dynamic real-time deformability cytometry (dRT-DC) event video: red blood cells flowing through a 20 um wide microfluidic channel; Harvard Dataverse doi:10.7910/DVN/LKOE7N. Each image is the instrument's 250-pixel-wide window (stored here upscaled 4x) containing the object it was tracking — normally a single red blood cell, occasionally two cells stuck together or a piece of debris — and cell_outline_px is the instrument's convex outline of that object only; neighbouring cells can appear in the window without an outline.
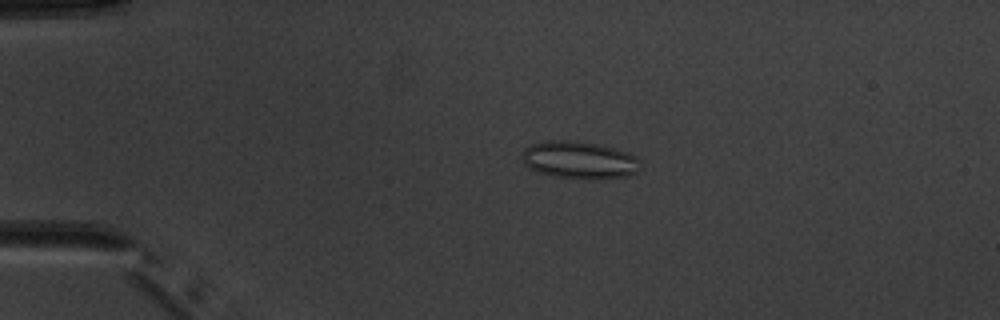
{"species": "common noctule bat (a hibernating species)", "species_latin": "Nyctalus noctula", "temperature_condition": "warm", "stored_images_in_passage": 4, "camera_frame_rate_fps": 3000, "um_per_image_px": 0.085, "animal": {"sex": "male", "body_mass_g": 20.1, "forearm_length_mm": 53.5}, "frame": {"image": 1, "passage_image": 3, "time_ms": 2.333, "image_size_px": [1000, 320], "cell_outline_px": [[640, 160], [636, 172], [628, 176], [552, 176], [528, 168], [524, 164], [520, 156], [524, 148], [532, 144], [548, 140], [568, 140], [600, 144], [628, 152], [636, 156]], "centroid_in_image_um": [49.17, 13.54], "position_along_channel_um": 35.8, "area_um2": 25.03}}